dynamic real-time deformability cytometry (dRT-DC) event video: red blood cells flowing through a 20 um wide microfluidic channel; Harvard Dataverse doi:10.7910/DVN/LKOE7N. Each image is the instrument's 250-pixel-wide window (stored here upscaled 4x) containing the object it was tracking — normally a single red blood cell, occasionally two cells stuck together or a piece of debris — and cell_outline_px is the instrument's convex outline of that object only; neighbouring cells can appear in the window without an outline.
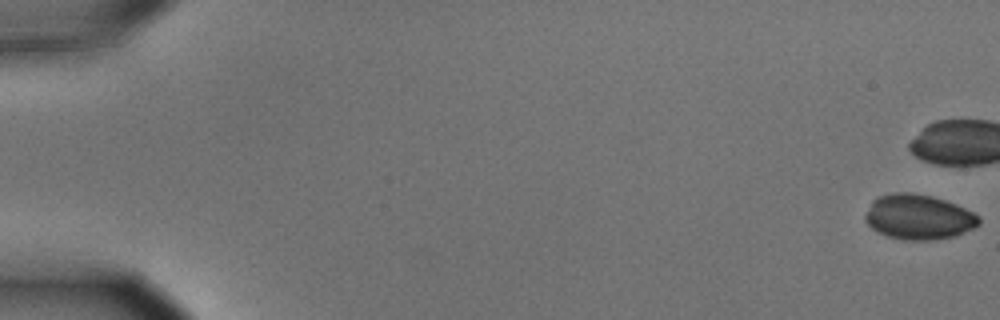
{"species": "common noctule bat (a hibernating species)", "species_latin": "Nyctalus noctula", "temperature_condition": "cold", "stored_images_in_passage": 12, "camera_frame_rate_fps": 3000, "um_per_image_px": 0.085, "animal": {"sex": "male", "body_mass_g": 15.6}, "frame": {"image": 1, "passage_image": 1, "time_ms": 0.0, "image_size_px": [1000, 320], "cell_outline_px": [[980, 224], [972, 228], [952, 236], [932, 240], [904, 240], [888, 236], [872, 228], [864, 220], [864, 216], [872, 200], [880, 196], [896, 192], [912, 192], [932, 196], [956, 204], [980, 216]], "centroid_in_image_um": [78.06, 18.43], "position_along_channel_um": 6.9, "area_um2": 29.59}}